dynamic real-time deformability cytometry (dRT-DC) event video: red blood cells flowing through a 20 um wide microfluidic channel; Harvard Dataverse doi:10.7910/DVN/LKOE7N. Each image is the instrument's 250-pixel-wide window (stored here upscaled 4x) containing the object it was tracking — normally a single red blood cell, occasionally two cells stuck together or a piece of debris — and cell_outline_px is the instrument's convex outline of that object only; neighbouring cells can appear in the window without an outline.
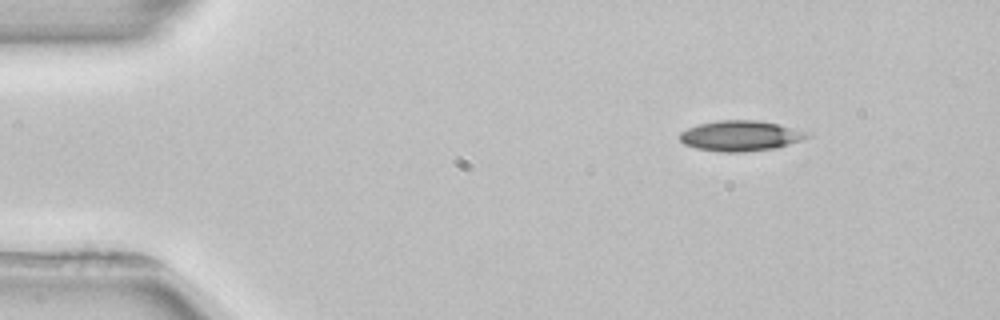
{"species": "common noctule bat (a hibernating species)", "species_latin": "Nyctalus noctula", "temperature_condition": "room temperature", "stored_images_in_passage": 2, "camera_frame_rate_fps": 3000, "um_per_image_px": 0.085, "animal": {"sex": "female", "body_mass_g": 22.7, "forearm_length_mm": 54.2}, "frame": {"image": 1, "passage_image": 1, "time_ms": 0.0, "image_size_px": [1000, 320], "cell_outline_px": [[812, 132], [804, 140], [776, 148], [744, 152], [720, 152], [696, 148], [684, 144], [680, 140], [680, 132], [688, 128], [700, 124], [720, 120], [756, 120], [776, 124]], "centroid_in_image_um": [62.97, 11.55], "position_along_channel_um": 22.0, "area_um2": 22.6}}